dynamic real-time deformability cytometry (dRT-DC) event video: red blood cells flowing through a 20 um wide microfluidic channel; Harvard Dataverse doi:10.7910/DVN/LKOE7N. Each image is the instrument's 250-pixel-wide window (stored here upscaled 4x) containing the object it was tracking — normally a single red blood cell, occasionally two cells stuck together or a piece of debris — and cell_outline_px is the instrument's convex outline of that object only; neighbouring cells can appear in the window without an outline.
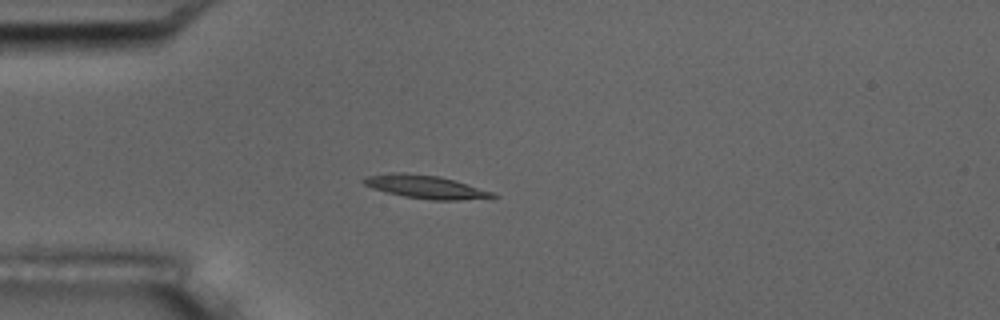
{"species": "common noctule bat (a hibernating species)", "species_latin": "Nyctalus noctula", "temperature_condition": "room temperature", "stored_images_in_passage": 4, "camera_frame_rate_fps": 3000, "um_per_image_px": 0.085, "animal": {"sex": "male", "body_mass_g": 17.5, "forearm_length_mm": 52.3}, "frame": {"image": 1, "passage_image": 4, "time_ms": 4.333, "image_size_px": [1000, 320], "cell_outline_px": [[500, 196], [492, 200], [432, 200], [404, 196], [372, 188], [364, 184], [360, 180], [364, 176], [392, 172], [404, 172], [440, 176], [492, 192]], "centroid_in_image_um": [36.22, 15.89], "position_along_channel_um": 48.8, "area_um2": 17.74}}